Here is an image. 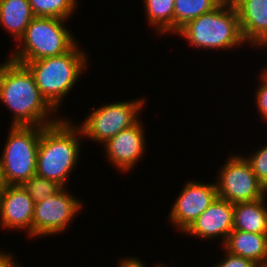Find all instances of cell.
I'll return each instance as SVG.
<instances>
[{
	"label": "cell",
	"mask_w": 267,
	"mask_h": 267,
	"mask_svg": "<svg viewBox=\"0 0 267 267\" xmlns=\"http://www.w3.org/2000/svg\"><path fill=\"white\" fill-rule=\"evenodd\" d=\"M3 63L0 64V103L14 114L10 126L43 127L58 122L61 118L55 116L57 111L42 96L29 69L9 58Z\"/></svg>",
	"instance_id": "6da1fadb"
},
{
	"label": "cell",
	"mask_w": 267,
	"mask_h": 267,
	"mask_svg": "<svg viewBox=\"0 0 267 267\" xmlns=\"http://www.w3.org/2000/svg\"><path fill=\"white\" fill-rule=\"evenodd\" d=\"M82 138V139H81ZM82 133L69 119L43 126L38 146L36 174L67 187L81 155Z\"/></svg>",
	"instance_id": "7a4b0ae2"
},
{
	"label": "cell",
	"mask_w": 267,
	"mask_h": 267,
	"mask_svg": "<svg viewBox=\"0 0 267 267\" xmlns=\"http://www.w3.org/2000/svg\"><path fill=\"white\" fill-rule=\"evenodd\" d=\"M77 42L68 52L35 60L17 62L32 73L36 85L47 102L59 112L60 104L88 68V56Z\"/></svg>",
	"instance_id": "3957f363"
},
{
	"label": "cell",
	"mask_w": 267,
	"mask_h": 267,
	"mask_svg": "<svg viewBox=\"0 0 267 267\" xmlns=\"http://www.w3.org/2000/svg\"><path fill=\"white\" fill-rule=\"evenodd\" d=\"M190 47L198 50L240 48L246 42L242 36L237 10L218 6L182 26L176 33Z\"/></svg>",
	"instance_id": "277c9868"
},
{
	"label": "cell",
	"mask_w": 267,
	"mask_h": 267,
	"mask_svg": "<svg viewBox=\"0 0 267 267\" xmlns=\"http://www.w3.org/2000/svg\"><path fill=\"white\" fill-rule=\"evenodd\" d=\"M67 21L52 17H34L9 59L14 62H31L68 52L77 40L70 29L65 27Z\"/></svg>",
	"instance_id": "5b68a950"
},
{
	"label": "cell",
	"mask_w": 267,
	"mask_h": 267,
	"mask_svg": "<svg viewBox=\"0 0 267 267\" xmlns=\"http://www.w3.org/2000/svg\"><path fill=\"white\" fill-rule=\"evenodd\" d=\"M2 155L0 178L3 185H22L36 174L42 127L10 126Z\"/></svg>",
	"instance_id": "8992f818"
},
{
	"label": "cell",
	"mask_w": 267,
	"mask_h": 267,
	"mask_svg": "<svg viewBox=\"0 0 267 267\" xmlns=\"http://www.w3.org/2000/svg\"><path fill=\"white\" fill-rule=\"evenodd\" d=\"M146 100L141 97L134 100L117 101L101 105L92 110L83 122L77 124L82 137L105 144L122 130L131 127L140 120V114Z\"/></svg>",
	"instance_id": "52a82bcc"
},
{
	"label": "cell",
	"mask_w": 267,
	"mask_h": 267,
	"mask_svg": "<svg viewBox=\"0 0 267 267\" xmlns=\"http://www.w3.org/2000/svg\"><path fill=\"white\" fill-rule=\"evenodd\" d=\"M215 182L217 196L235 204L250 202L267 196V190L258 181L250 163L241 154L228 156Z\"/></svg>",
	"instance_id": "ba28073f"
},
{
	"label": "cell",
	"mask_w": 267,
	"mask_h": 267,
	"mask_svg": "<svg viewBox=\"0 0 267 267\" xmlns=\"http://www.w3.org/2000/svg\"><path fill=\"white\" fill-rule=\"evenodd\" d=\"M67 187H61L44 201L35 203L32 220V238L53 236L65 232L69 223L82 210L81 201Z\"/></svg>",
	"instance_id": "9c48e42d"
},
{
	"label": "cell",
	"mask_w": 267,
	"mask_h": 267,
	"mask_svg": "<svg viewBox=\"0 0 267 267\" xmlns=\"http://www.w3.org/2000/svg\"><path fill=\"white\" fill-rule=\"evenodd\" d=\"M217 198L213 182L187 181L174 201L168 219L183 233Z\"/></svg>",
	"instance_id": "30bf717a"
},
{
	"label": "cell",
	"mask_w": 267,
	"mask_h": 267,
	"mask_svg": "<svg viewBox=\"0 0 267 267\" xmlns=\"http://www.w3.org/2000/svg\"><path fill=\"white\" fill-rule=\"evenodd\" d=\"M143 126L139 120L103 144L109 164L116 167L117 171L129 173L142 160L147 147L146 129Z\"/></svg>",
	"instance_id": "8fae6325"
},
{
	"label": "cell",
	"mask_w": 267,
	"mask_h": 267,
	"mask_svg": "<svg viewBox=\"0 0 267 267\" xmlns=\"http://www.w3.org/2000/svg\"><path fill=\"white\" fill-rule=\"evenodd\" d=\"M35 202L20 185H2L0 191V225L4 229L26 231L32 237Z\"/></svg>",
	"instance_id": "7c38bea8"
},
{
	"label": "cell",
	"mask_w": 267,
	"mask_h": 267,
	"mask_svg": "<svg viewBox=\"0 0 267 267\" xmlns=\"http://www.w3.org/2000/svg\"><path fill=\"white\" fill-rule=\"evenodd\" d=\"M234 204L217 198L191 223L183 234L200 239H221L223 245L228 234L233 230Z\"/></svg>",
	"instance_id": "4fadbf2b"
},
{
	"label": "cell",
	"mask_w": 267,
	"mask_h": 267,
	"mask_svg": "<svg viewBox=\"0 0 267 267\" xmlns=\"http://www.w3.org/2000/svg\"><path fill=\"white\" fill-rule=\"evenodd\" d=\"M236 10L245 42L250 47L266 49L267 0H243Z\"/></svg>",
	"instance_id": "5bb4252c"
},
{
	"label": "cell",
	"mask_w": 267,
	"mask_h": 267,
	"mask_svg": "<svg viewBox=\"0 0 267 267\" xmlns=\"http://www.w3.org/2000/svg\"><path fill=\"white\" fill-rule=\"evenodd\" d=\"M222 248L230 254L253 261L259 267L267 265V233L233 229Z\"/></svg>",
	"instance_id": "9a60e30c"
},
{
	"label": "cell",
	"mask_w": 267,
	"mask_h": 267,
	"mask_svg": "<svg viewBox=\"0 0 267 267\" xmlns=\"http://www.w3.org/2000/svg\"><path fill=\"white\" fill-rule=\"evenodd\" d=\"M267 196L234 204L233 229L250 233H267Z\"/></svg>",
	"instance_id": "2e32d148"
},
{
	"label": "cell",
	"mask_w": 267,
	"mask_h": 267,
	"mask_svg": "<svg viewBox=\"0 0 267 267\" xmlns=\"http://www.w3.org/2000/svg\"><path fill=\"white\" fill-rule=\"evenodd\" d=\"M34 18L28 0H0V26L13 36L16 42L24 35Z\"/></svg>",
	"instance_id": "e0dca14e"
},
{
	"label": "cell",
	"mask_w": 267,
	"mask_h": 267,
	"mask_svg": "<svg viewBox=\"0 0 267 267\" xmlns=\"http://www.w3.org/2000/svg\"><path fill=\"white\" fill-rule=\"evenodd\" d=\"M144 13L148 25L155 28L157 34H174V0H143Z\"/></svg>",
	"instance_id": "ac0fdd59"
},
{
	"label": "cell",
	"mask_w": 267,
	"mask_h": 267,
	"mask_svg": "<svg viewBox=\"0 0 267 267\" xmlns=\"http://www.w3.org/2000/svg\"><path fill=\"white\" fill-rule=\"evenodd\" d=\"M174 1V34L189 21L218 7L216 0Z\"/></svg>",
	"instance_id": "d6986e66"
},
{
	"label": "cell",
	"mask_w": 267,
	"mask_h": 267,
	"mask_svg": "<svg viewBox=\"0 0 267 267\" xmlns=\"http://www.w3.org/2000/svg\"><path fill=\"white\" fill-rule=\"evenodd\" d=\"M34 17H52L69 20L78 0H28Z\"/></svg>",
	"instance_id": "ffe728a7"
},
{
	"label": "cell",
	"mask_w": 267,
	"mask_h": 267,
	"mask_svg": "<svg viewBox=\"0 0 267 267\" xmlns=\"http://www.w3.org/2000/svg\"><path fill=\"white\" fill-rule=\"evenodd\" d=\"M21 186L35 203L44 201L47 196L55 194L62 187L56 181L37 174L31 176Z\"/></svg>",
	"instance_id": "44dd1931"
},
{
	"label": "cell",
	"mask_w": 267,
	"mask_h": 267,
	"mask_svg": "<svg viewBox=\"0 0 267 267\" xmlns=\"http://www.w3.org/2000/svg\"><path fill=\"white\" fill-rule=\"evenodd\" d=\"M252 155L244 156L250 163L253 173L257 176L258 181L267 190V144L262 146Z\"/></svg>",
	"instance_id": "7402d4cb"
},
{
	"label": "cell",
	"mask_w": 267,
	"mask_h": 267,
	"mask_svg": "<svg viewBox=\"0 0 267 267\" xmlns=\"http://www.w3.org/2000/svg\"><path fill=\"white\" fill-rule=\"evenodd\" d=\"M261 80L255 93L256 109L258 114L261 116L260 119L267 121V81L261 76H258Z\"/></svg>",
	"instance_id": "603a6c76"
},
{
	"label": "cell",
	"mask_w": 267,
	"mask_h": 267,
	"mask_svg": "<svg viewBox=\"0 0 267 267\" xmlns=\"http://www.w3.org/2000/svg\"><path fill=\"white\" fill-rule=\"evenodd\" d=\"M224 256L225 258L219 261V263L214 264L213 267H259L253 261L243 258L241 256L230 254L227 251H225Z\"/></svg>",
	"instance_id": "cb8c5ba5"
},
{
	"label": "cell",
	"mask_w": 267,
	"mask_h": 267,
	"mask_svg": "<svg viewBox=\"0 0 267 267\" xmlns=\"http://www.w3.org/2000/svg\"><path fill=\"white\" fill-rule=\"evenodd\" d=\"M142 259H140L137 256H127V257H123L122 259H120L118 263V267H147L145 265V263H143V261H141Z\"/></svg>",
	"instance_id": "d4e9b609"
},
{
	"label": "cell",
	"mask_w": 267,
	"mask_h": 267,
	"mask_svg": "<svg viewBox=\"0 0 267 267\" xmlns=\"http://www.w3.org/2000/svg\"><path fill=\"white\" fill-rule=\"evenodd\" d=\"M16 258L11 252L0 251V267H9Z\"/></svg>",
	"instance_id": "484cf974"
},
{
	"label": "cell",
	"mask_w": 267,
	"mask_h": 267,
	"mask_svg": "<svg viewBox=\"0 0 267 267\" xmlns=\"http://www.w3.org/2000/svg\"><path fill=\"white\" fill-rule=\"evenodd\" d=\"M216 2L220 7L237 9L243 0H216Z\"/></svg>",
	"instance_id": "4316f807"
},
{
	"label": "cell",
	"mask_w": 267,
	"mask_h": 267,
	"mask_svg": "<svg viewBox=\"0 0 267 267\" xmlns=\"http://www.w3.org/2000/svg\"><path fill=\"white\" fill-rule=\"evenodd\" d=\"M262 73L260 74V76L267 81V66L263 68V70L261 71Z\"/></svg>",
	"instance_id": "83f0119b"
},
{
	"label": "cell",
	"mask_w": 267,
	"mask_h": 267,
	"mask_svg": "<svg viewBox=\"0 0 267 267\" xmlns=\"http://www.w3.org/2000/svg\"><path fill=\"white\" fill-rule=\"evenodd\" d=\"M9 267H21L20 264L18 265L17 261H14Z\"/></svg>",
	"instance_id": "f1b7e54d"
},
{
	"label": "cell",
	"mask_w": 267,
	"mask_h": 267,
	"mask_svg": "<svg viewBox=\"0 0 267 267\" xmlns=\"http://www.w3.org/2000/svg\"><path fill=\"white\" fill-rule=\"evenodd\" d=\"M154 267H169V266H167V265L165 266L164 264H159L158 263V265H155Z\"/></svg>",
	"instance_id": "f546056e"
},
{
	"label": "cell",
	"mask_w": 267,
	"mask_h": 267,
	"mask_svg": "<svg viewBox=\"0 0 267 267\" xmlns=\"http://www.w3.org/2000/svg\"><path fill=\"white\" fill-rule=\"evenodd\" d=\"M2 182H1V178H0V191H1V188H2Z\"/></svg>",
	"instance_id": "4dcf8cb0"
}]
</instances>
